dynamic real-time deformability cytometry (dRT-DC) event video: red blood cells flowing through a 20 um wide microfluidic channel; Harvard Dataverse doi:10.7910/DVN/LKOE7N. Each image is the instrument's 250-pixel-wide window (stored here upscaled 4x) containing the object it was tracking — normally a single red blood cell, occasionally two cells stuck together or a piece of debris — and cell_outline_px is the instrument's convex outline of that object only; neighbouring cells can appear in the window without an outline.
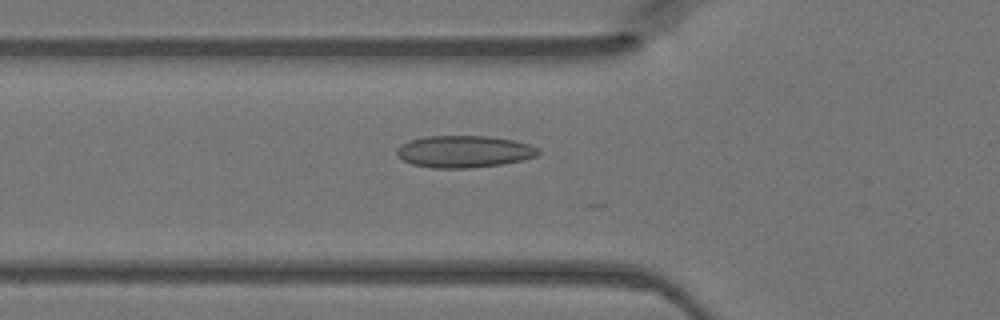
{"species": "Egyptian fruit bat (a non-hibernating species)", "species_latin": "Rousettus aegyptiacus", "temperature_condition": "warm", "stored_images_in_passage": 7, "camera_frame_rate_fps": 3000, "um_per_image_px": 0.085, "animal": {"sex": "female"}, "frame": {"image": 1, "passage_image": 4, "time_ms": 1.0, "image_size_px": [1000, 320], "cell_outline_px": [[540, 152], [536, 156], [520, 160], [500, 164], [472, 168], [432, 168], [412, 164], [396, 156], [396, 148], [400, 144], [412, 140], [428, 136], [488, 136], [512, 140], [528, 144], [540, 148]], "centroid_in_image_um": [39.42, 12.88], "position_along_channel_um": 86.4, "area_um2": 26.3}}